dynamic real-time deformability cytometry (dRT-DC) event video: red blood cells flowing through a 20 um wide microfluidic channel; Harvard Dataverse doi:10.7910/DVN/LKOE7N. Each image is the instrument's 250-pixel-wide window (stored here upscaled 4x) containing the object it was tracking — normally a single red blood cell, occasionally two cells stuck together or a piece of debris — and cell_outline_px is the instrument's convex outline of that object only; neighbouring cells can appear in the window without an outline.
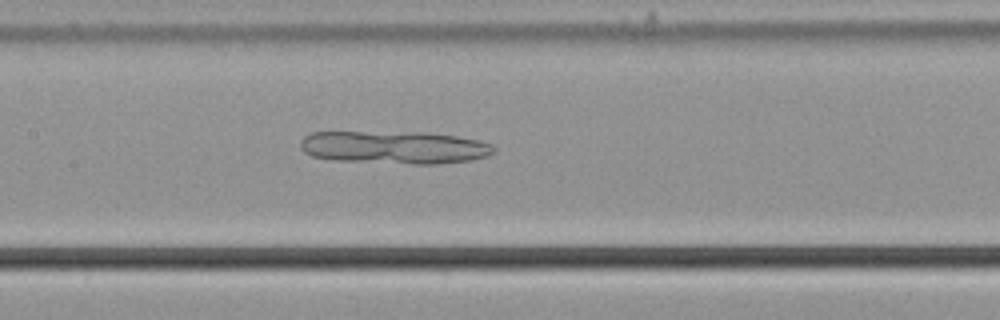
{"species": "common noctule bat (a hibernating species)", "species_latin": "Nyctalus noctula", "temperature_condition": "cold", "stored_images_in_passage": 52, "camera_frame_rate_fps": 3000, "um_per_image_px": 0.085, "animal": {"sex": "male", "body_mass_g": 21.5, "forearm_length_mm": 52.0}, "frame": {"image": 1, "passage_image": 24, "time_ms": 7.667, "image_size_px": [1000, 320], "cell_outline_px": [[496, 152], [488, 156], [472, 160], [436, 164], [412, 164], [332, 160], [312, 156], [304, 152], [300, 148], [300, 140], [304, 136], [312, 132], [428, 132], [456, 136], [476, 140], [492, 144], [496, 148]], "centroid_in_image_um": [33.53, 12.53], "position_along_channel_um": 173.9, "area_um2": 37.4}}
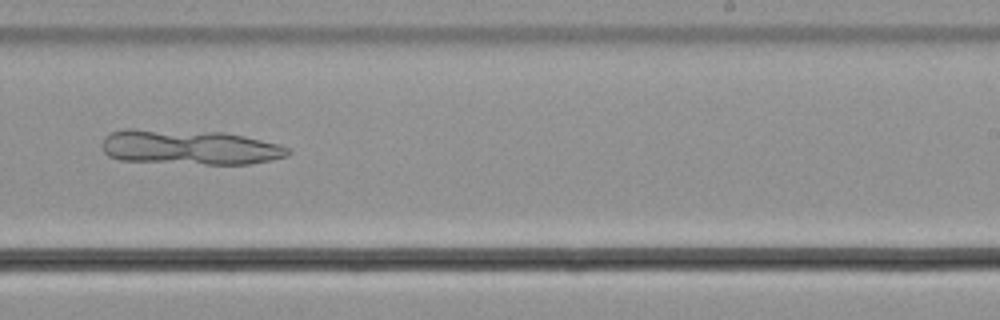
{"frame": {"image": 2, "passage_image": 32, "time_ms": 10.333, "image_size_px": [1000, 320], "cell_outline_px": [[292, 152], [288, 156], [272, 160], [248, 164], [204, 164], [120, 160], [108, 156], [104, 152], [100, 144], [104, 136], [112, 132], [124, 128], [136, 128], [224, 132], [244, 136], [280, 144], [292, 148]], "centroid_in_image_um": [16.11, 12.5], "position_along_channel_um": 272.9, "area_um2": 38.44}}
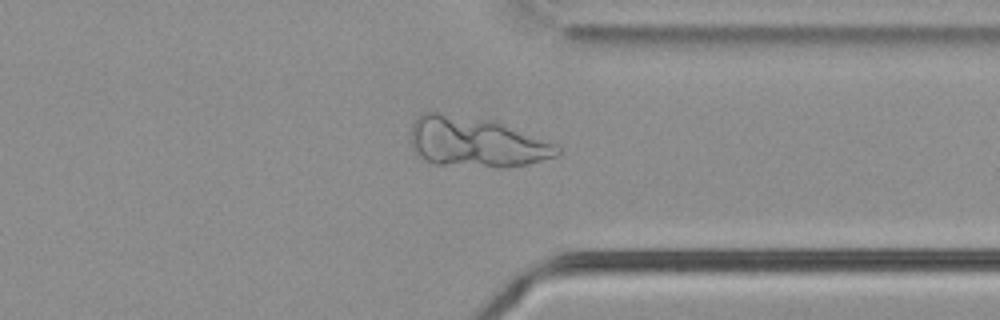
{"frame": {"image": 3, "passage_image": 40, "time_ms": 13.0, "image_size_px": [1000, 320], "cell_outline_px": [[560, 156], [528, 164], [504, 168], [496, 168], [436, 164], [424, 160], [412, 148], [412, 124], [416, 116], [420, 112], [436, 112], [492, 120], [556, 144], [560, 148]], "centroid_in_image_um": [40.47, 12.1], "position_along_channel_um": 370.9, "area_um2": 42.95}}